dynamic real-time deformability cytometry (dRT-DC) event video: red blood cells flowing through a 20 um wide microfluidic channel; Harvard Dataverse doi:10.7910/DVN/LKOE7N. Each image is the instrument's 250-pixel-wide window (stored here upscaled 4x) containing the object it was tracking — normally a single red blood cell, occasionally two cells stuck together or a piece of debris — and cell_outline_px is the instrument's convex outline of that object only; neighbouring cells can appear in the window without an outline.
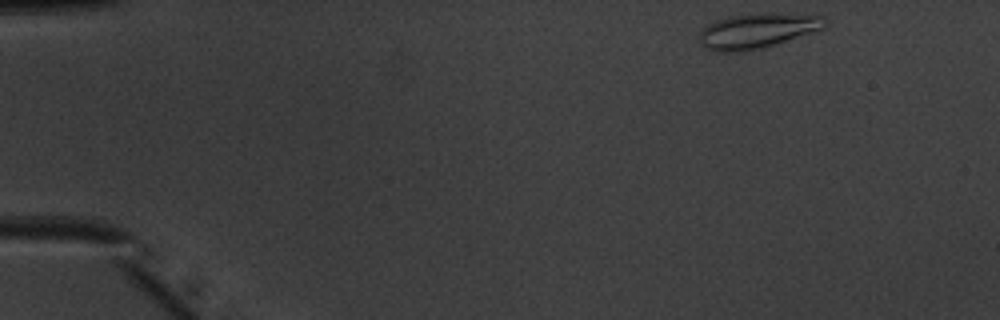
{"species": "common noctule bat (a hibernating species)", "species_latin": "Nyctalus noctula", "temperature_condition": "warm", "stored_images_in_passage": 46, "camera_frame_rate_fps": 3000, "um_per_image_px": 0.085, "animal": {"sex": "male", "body_mass_g": 20.1, "forearm_length_mm": 53.5}, "frame": {"image": 1, "passage_image": 1, "time_ms": 0.0, "image_size_px": [1000, 320], "cell_outline_px": [[828, 24], [824, 28], [812, 32], [760, 48], [744, 52], [712, 52], [704, 48], [700, 40], [700, 32], [708, 24], [716, 20], [732, 16], [764, 12], [824, 16]], "centroid_in_image_um": [64.35, 2.61], "position_along_channel_um": 20.6, "area_um2": 25.49}}
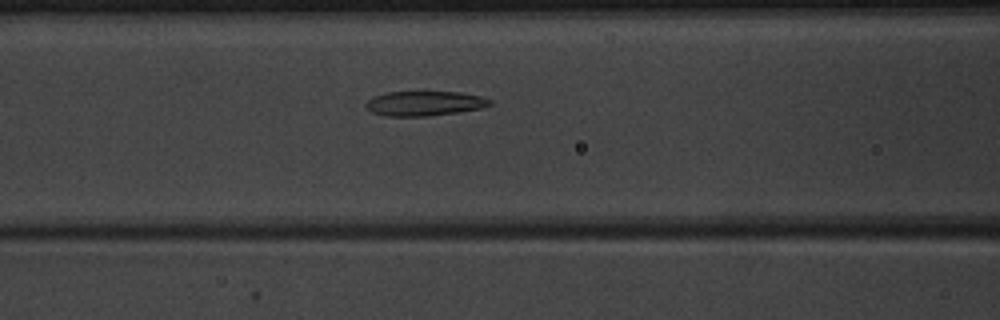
{"frame": {"image": 2, "passage_image": 17, "time_ms": 5.333, "image_size_px": [1000, 320], "cell_outline_px": [[492, 104], [480, 108], [456, 112], [428, 116], [384, 116], [372, 112], [364, 104], [372, 96], [388, 92], [460, 92], [484, 96], [492, 100]], "centroid_in_image_um": [36.09, 8.78], "position_along_channel_um": 130.5, "area_um2": 17.86}}
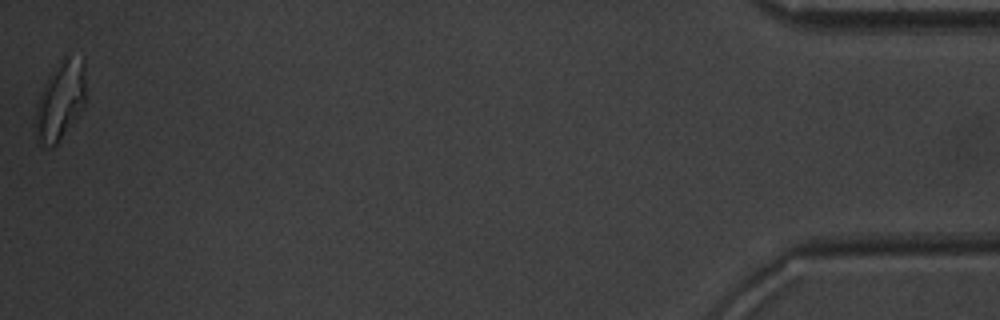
{"frame": {"image": 3, "passage_image": 46, "time_ms": 15.0, "image_size_px": [1000, 320], "cell_outline_px": [[84, 108], [56, 144], [52, 148], [40, 144], [36, 136], [32, 124], [36, 104], [44, 84], [48, 76], [60, 60], [64, 56], [68, 56], [84, 60]], "centroid_in_image_um": [5.07, 8.6], "position_along_channel_um": 430.1, "area_um2": 23.24}, "authors_computed_cell_mechanics": {"area_um2": 19.074, "velocity_mm_per_s": 3.9977, "shape_relaxation_time_tau1_ms": 8.1585, "shape_relaxation_time_tau2_ms": 2.85, "deformation_change_tau1": 0.1972, "deformation_change_tau2": 0.1066}}